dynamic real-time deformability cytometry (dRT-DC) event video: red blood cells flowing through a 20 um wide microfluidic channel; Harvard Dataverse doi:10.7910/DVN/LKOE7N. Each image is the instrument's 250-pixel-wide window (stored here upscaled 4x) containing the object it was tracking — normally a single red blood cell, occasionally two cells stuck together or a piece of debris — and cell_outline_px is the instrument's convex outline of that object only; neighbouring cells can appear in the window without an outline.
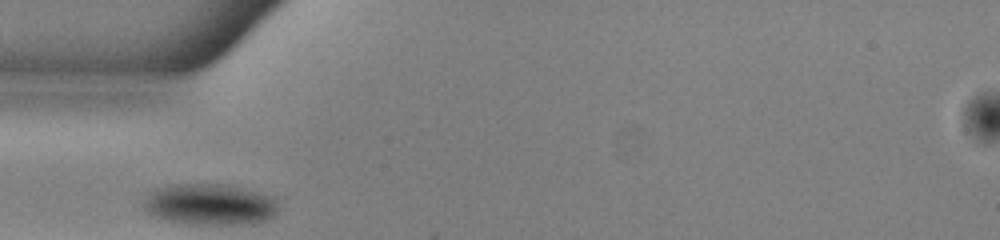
{"species": "common noctule bat (a hibernating species)", "species_latin": "Nyctalus noctula", "temperature_condition": "warm", "stored_images_in_passage": 26, "camera_frame_rate_fps": 3000, "um_per_image_px": 0.085, "animal": {"sex": "male", "body_mass_g": 13.0, "forearm_length_mm": 53.1}, "frame": {"image": 1, "passage_image": 1, "time_ms": 0.0, "image_size_px": [1000, 240], "cell_outline_px": [[280, 208], [276, 216], [268, 220], [252, 224], [188, 224], [164, 220], [152, 216], [140, 204], [144, 196], [152, 188], [176, 184], [224, 184], [272, 196], [276, 200]], "centroid_in_image_um": [17.8, 17.39], "position_along_channel_um": 67.2, "area_um2": 33.12}}
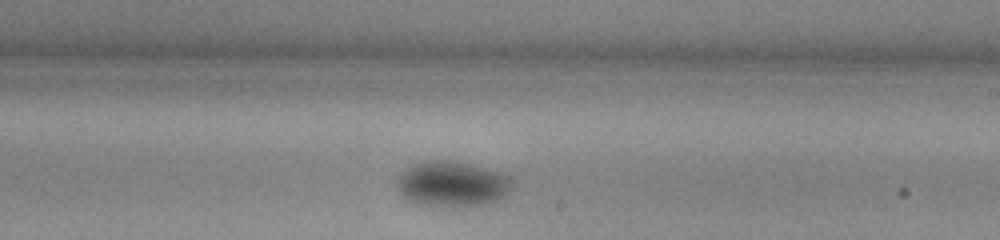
{"frame": {"image": 2, "passage_image": 15, "time_ms": 4.667, "image_size_px": [1000, 240], "cell_outline_px": [[516, 184], [504, 196], [488, 204], [420, 204], [404, 196], [400, 192], [396, 184], [396, 180], [412, 164], [424, 160], [456, 160], [500, 172], [516, 180]], "centroid_in_image_um": [38.49, 15.58], "position_along_channel_um": 250.5, "area_um2": 29.94}}
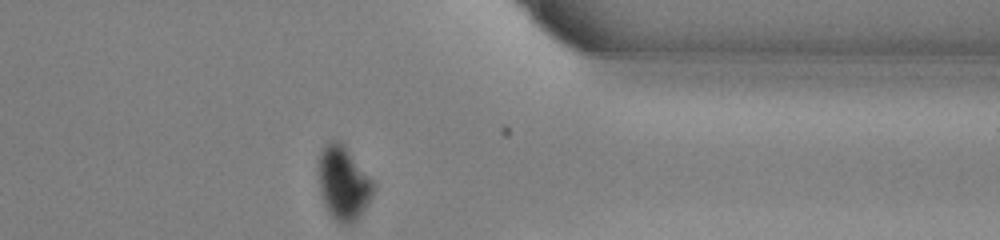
{"frame": {"image": 3, "passage_image": 26, "time_ms": 8.333, "image_size_px": [1000, 240], "cell_outline_px": [[376, 188], [368, 204], [360, 216], [352, 224], [340, 224], [328, 212], [324, 204], [320, 192], [320, 152], [324, 144], [332, 140], [340, 140], [344, 144], [372, 180]], "centroid_in_image_um": [29.21, 15.58], "position_along_channel_um": 382.2, "area_um2": 23.47}, "authors_computed_cell_mechanics": {"area_um2": 29.9115, "velocity_mm_per_s": 3.9339, "shape_relaxation_time_tau1_ms": 3.8322, "shape_relaxation_time_tau2_ms": null, "deformation_change_tau1": 0.087, "deformation_change_tau2": null}}